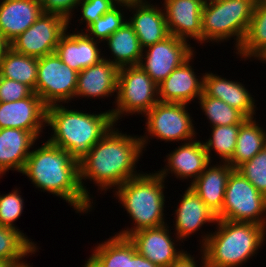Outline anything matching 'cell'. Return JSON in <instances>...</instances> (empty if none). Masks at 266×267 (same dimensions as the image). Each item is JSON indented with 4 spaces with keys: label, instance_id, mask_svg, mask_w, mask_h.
Masks as SVG:
<instances>
[{
    "label": "cell",
    "instance_id": "cell-15",
    "mask_svg": "<svg viewBox=\"0 0 266 267\" xmlns=\"http://www.w3.org/2000/svg\"><path fill=\"white\" fill-rule=\"evenodd\" d=\"M163 2L169 34L188 42L192 38L201 45L204 2L202 0H163Z\"/></svg>",
    "mask_w": 266,
    "mask_h": 267
},
{
    "label": "cell",
    "instance_id": "cell-44",
    "mask_svg": "<svg viewBox=\"0 0 266 267\" xmlns=\"http://www.w3.org/2000/svg\"><path fill=\"white\" fill-rule=\"evenodd\" d=\"M17 263L14 261L0 260V267H16Z\"/></svg>",
    "mask_w": 266,
    "mask_h": 267
},
{
    "label": "cell",
    "instance_id": "cell-35",
    "mask_svg": "<svg viewBox=\"0 0 266 267\" xmlns=\"http://www.w3.org/2000/svg\"><path fill=\"white\" fill-rule=\"evenodd\" d=\"M236 170L266 197V147L251 160L239 165Z\"/></svg>",
    "mask_w": 266,
    "mask_h": 267
},
{
    "label": "cell",
    "instance_id": "cell-30",
    "mask_svg": "<svg viewBox=\"0 0 266 267\" xmlns=\"http://www.w3.org/2000/svg\"><path fill=\"white\" fill-rule=\"evenodd\" d=\"M92 255L103 267H132V242L129 238L115 234L98 243Z\"/></svg>",
    "mask_w": 266,
    "mask_h": 267
},
{
    "label": "cell",
    "instance_id": "cell-16",
    "mask_svg": "<svg viewBox=\"0 0 266 267\" xmlns=\"http://www.w3.org/2000/svg\"><path fill=\"white\" fill-rule=\"evenodd\" d=\"M166 157L165 162L166 160L167 162L164 169L156 172L164 179H167L168 174L171 173L181 180L191 179V183L210 163L203 141L196 139L182 143Z\"/></svg>",
    "mask_w": 266,
    "mask_h": 267
},
{
    "label": "cell",
    "instance_id": "cell-25",
    "mask_svg": "<svg viewBox=\"0 0 266 267\" xmlns=\"http://www.w3.org/2000/svg\"><path fill=\"white\" fill-rule=\"evenodd\" d=\"M210 162L200 176L190 183L206 206L216 215L221 211L228 178L234 168L227 162L211 165Z\"/></svg>",
    "mask_w": 266,
    "mask_h": 267
},
{
    "label": "cell",
    "instance_id": "cell-45",
    "mask_svg": "<svg viewBox=\"0 0 266 267\" xmlns=\"http://www.w3.org/2000/svg\"><path fill=\"white\" fill-rule=\"evenodd\" d=\"M117 3H132V2H139L143 0H115Z\"/></svg>",
    "mask_w": 266,
    "mask_h": 267
},
{
    "label": "cell",
    "instance_id": "cell-5",
    "mask_svg": "<svg viewBox=\"0 0 266 267\" xmlns=\"http://www.w3.org/2000/svg\"><path fill=\"white\" fill-rule=\"evenodd\" d=\"M165 180L157 172L149 174L143 172L113 190L114 197L118 198V202L122 204L134 223V227L121 230L116 235L128 238L139 230L166 224Z\"/></svg>",
    "mask_w": 266,
    "mask_h": 267
},
{
    "label": "cell",
    "instance_id": "cell-49",
    "mask_svg": "<svg viewBox=\"0 0 266 267\" xmlns=\"http://www.w3.org/2000/svg\"><path fill=\"white\" fill-rule=\"evenodd\" d=\"M4 174L0 171V178L3 176Z\"/></svg>",
    "mask_w": 266,
    "mask_h": 267
},
{
    "label": "cell",
    "instance_id": "cell-36",
    "mask_svg": "<svg viewBox=\"0 0 266 267\" xmlns=\"http://www.w3.org/2000/svg\"><path fill=\"white\" fill-rule=\"evenodd\" d=\"M15 189L8 194L0 195V225L12 229H18L13 223L20 218L24 209L21 191Z\"/></svg>",
    "mask_w": 266,
    "mask_h": 267
},
{
    "label": "cell",
    "instance_id": "cell-32",
    "mask_svg": "<svg viewBox=\"0 0 266 267\" xmlns=\"http://www.w3.org/2000/svg\"><path fill=\"white\" fill-rule=\"evenodd\" d=\"M198 100L202 112L211 124L210 127L243 124L248 119L238 109L229 106L220 99L202 93Z\"/></svg>",
    "mask_w": 266,
    "mask_h": 267
},
{
    "label": "cell",
    "instance_id": "cell-14",
    "mask_svg": "<svg viewBox=\"0 0 266 267\" xmlns=\"http://www.w3.org/2000/svg\"><path fill=\"white\" fill-rule=\"evenodd\" d=\"M168 226L166 223L159 227L142 229L128 237L140 255L159 267H168L185 252L176 247L175 243H180L181 240L177 236L175 240L172 238Z\"/></svg>",
    "mask_w": 266,
    "mask_h": 267
},
{
    "label": "cell",
    "instance_id": "cell-1",
    "mask_svg": "<svg viewBox=\"0 0 266 267\" xmlns=\"http://www.w3.org/2000/svg\"><path fill=\"white\" fill-rule=\"evenodd\" d=\"M115 126L79 160L81 188L91 200L93 197L84 186L86 179L105 193L143 173L136 170V165L144 153L140 136L124 134Z\"/></svg>",
    "mask_w": 266,
    "mask_h": 267
},
{
    "label": "cell",
    "instance_id": "cell-31",
    "mask_svg": "<svg viewBox=\"0 0 266 267\" xmlns=\"http://www.w3.org/2000/svg\"><path fill=\"white\" fill-rule=\"evenodd\" d=\"M36 251L38 252V246L20 229L0 225V260L20 264L26 256L35 254Z\"/></svg>",
    "mask_w": 266,
    "mask_h": 267
},
{
    "label": "cell",
    "instance_id": "cell-21",
    "mask_svg": "<svg viewBox=\"0 0 266 267\" xmlns=\"http://www.w3.org/2000/svg\"><path fill=\"white\" fill-rule=\"evenodd\" d=\"M118 71L116 65L105 59L81 70L78 72L75 97H112L117 92Z\"/></svg>",
    "mask_w": 266,
    "mask_h": 267
},
{
    "label": "cell",
    "instance_id": "cell-42",
    "mask_svg": "<svg viewBox=\"0 0 266 267\" xmlns=\"http://www.w3.org/2000/svg\"><path fill=\"white\" fill-rule=\"evenodd\" d=\"M10 48V42L0 34V59L5 55Z\"/></svg>",
    "mask_w": 266,
    "mask_h": 267
},
{
    "label": "cell",
    "instance_id": "cell-4",
    "mask_svg": "<svg viewBox=\"0 0 266 267\" xmlns=\"http://www.w3.org/2000/svg\"><path fill=\"white\" fill-rule=\"evenodd\" d=\"M215 224V232L203 233L200 240L207 267H240L257 255L266 240L263 225L221 219Z\"/></svg>",
    "mask_w": 266,
    "mask_h": 267
},
{
    "label": "cell",
    "instance_id": "cell-34",
    "mask_svg": "<svg viewBox=\"0 0 266 267\" xmlns=\"http://www.w3.org/2000/svg\"><path fill=\"white\" fill-rule=\"evenodd\" d=\"M119 6V7H118ZM124 7V8H123ZM123 8H127V3H117L113 8L106 12L91 24L84 32L92 39L105 42L117 29H119L126 21V12ZM123 11V12H122Z\"/></svg>",
    "mask_w": 266,
    "mask_h": 267
},
{
    "label": "cell",
    "instance_id": "cell-39",
    "mask_svg": "<svg viewBox=\"0 0 266 267\" xmlns=\"http://www.w3.org/2000/svg\"><path fill=\"white\" fill-rule=\"evenodd\" d=\"M81 0H40L43 13L57 14L69 21L72 20L74 10L78 9Z\"/></svg>",
    "mask_w": 266,
    "mask_h": 267
},
{
    "label": "cell",
    "instance_id": "cell-33",
    "mask_svg": "<svg viewBox=\"0 0 266 267\" xmlns=\"http://www.w3.org/2000/svg\"><path fill=\"white\" fill-rule=\"evenodd\" d=\"M242 124L211 127L210 138L203 142L208 158L211 160V150L219 156L220 162H228L235 151L236 141Z\"/></svg>",
    "mask_w": 266,
    "mask_h": 267
},
{
    "label": "cell",
    "instance_id": "cell-13",
    "mask_svg": "<svg viewBox=\"0 0 266 267\" xmlns=\"http://www.w3.org/2000/svg\"><path fill=\"white\" fill-rule=\"evenodd\" d=\"M46 120L47 106L35 92L18 101L0 102V129L30 131L39 139Z\"/></svg>",
    "mask_w": 266,
    "mask_h": 267
},
{
    "label": "cell",
    "instance_id": "cell-22",
    "mask_svg": "<svg viewBox=\"0 0 266 267\" xmlns=\"http://www.w3.org/2000/svg\"><path fill=\"white\" fill-rule=\"evenodd\" d=\"M203 93L224 101L229 106L238 109L247 118L256 116V101L241 82L207 72L203 74Z\"/></svg>",
    "mask_w": 266,
    "mask_h": 267
},
{
    "label": "cell",
    "instance_id": "cell-11",
    "mask_svg": "<svg viewBox=\"0 0 266 267\" xmlns=\"http://www.w3.org/2000/svg\"><path fill=\"white\" fill-rule=\"evenodd\" d=\"M69 21L57 14L42 13L22 34L10 42V48L27 56L41 58L56 51Z\"/></svg>",
    "mask_w": 266,
    "mask_h": 267
},
{
    "label": "cell",
    "instance_id": "cell-8",
    "mask_svg": "<svg viewBox=\"0 0 266 267\" xmlns=\"http://www.w3.org/2000/svg\"><path fill=\"white\" fill-rule=\"evenodd\" d=\"M216 217L266 226V197L234 169L228 178L222 209Z\"/></svg>",
    "mask_w": 266,
    "mask_h": 267
},
{
    "label": "cell",
    "instance_id": "cell-10",
    "mask_svg": "<svg viewBox=\"0 0 266 267\" xmlns=\"http://www.w3.org/2000/svg\"><path fill=\"white\" fill-rule=\"evenodd\" d=\"M77 80L78 72L64 64L55 52L38 58L35 93L47 107L70 103L75 98Z\"/></svg>",
    "mask_w": 266,
    "mask_h": 267
},
{
    "label": "cell",
    "instance_id": "cell-28",
    "mask_svg": "<svg viewBox=\"0 0 266 267\" xmlns=\"http://www.w3.org/2000/svg\"><path fill=\"white\" fill-rule=\"evenodd\" d=\"M239 57L249 60L266 58V5H255L251 22L244 40L235 52Z\"/></svg>",
    "mask_w": 266,
    "mask_h": 267
},
{
    "label": "cell",
    "instance_id": "cell-23",
    "mask_svg": "<svg viewBox=\"0 0 266 267\" xmlns=\"http://www.w3.org/2000/svg\"><path fill=\"white\" fill-rule=\"evenodd\" d=\"M42 13L40 0H0V34L11 42Z\"/></svg>",
    "mask_w": 266,
    "mask_h": 267
},
{
    "label": "cell",
    "instance_id": "cell-27",
    "mask_svg": "<svg viewBox=\"0 0 266 267\" xmlns=\"http://www.w3.org/2000/svg\"><path fill=\"white\" fill-rule=\"evenodd\" d=\"M258 123L256 118H248L240 126L234 154L227 162L234 169L245 161L251 160L265 147L266 130Z\"/></svg>",
    "mask_w": 266,
    "mask_h": 267
},
{
    "label": "cell",
    "instance_id": "cell-6",
    "mask_svg": "<svg viewBox=\"0 0 266 267\" xmlns=\"http://www.w3.org/2000/svg\"><path fill=\"white\" fill-rule=\"evenodd\" d=\"M254 4L246 0H210L202 9V44L235 40L241 46L253 15ZM236 37V38H235ZM214 41V42H213Z\"/></svg>",
    "mask_w": 266,
    "mask_h": 267
},
{
    "label": "cell",
    "instance_id": "cell-46",
    "mask_svg": "<svg viewBox=\"0 0 266 267\" xmlns=\"http://www.w3.org/2000/svg\"><path fill=\"white\" fill-rule=\"evenodd\" d=\"M16 267H33V266H30V263H27L26 261H24L20 264H17Z\"/></svg>",
    "mask_w": 266,
    "mask_h": 267
},
{
    "label": "cell",
    "instance_id": "cell-40",
    "mask_svg": "<svg viewBox=\"0 0 266 267\" xmlns=\"http://www.w3.org/2000/svg\"><path fill=\"white\" fill-rule=\"evenodd\" d=\"M200 253L202 255L201 256L202 259L199 258L201 260L200 267H207L205 255L201 248H200ZM194 258L195 257L190 255V253L185 251L176 261L171 263L168 267H198L199 265H197V263L199 262H197V260H195Z\"/></svg>",
    "mask_w": 266,
    "mask_h": 267
},
{
    "label": "cell",
    "instance_id": "cell-18",
    "mask_svg": "<svg viewBox=\"0 0 266 267\" xmlns=\"http://www.w3.org/2000/svg\"><path fill=\"white\" fill-rule=\"evenodd\" d=\"M194 53L178 66L159 86L160 102L189 104L203 93V74L199 77L190 64ZM198 77V78H197Z\"/></svg>",
    "mask_w": 266,
    "mask_h": 267
},
{
    "label": "cell",
    "instance_id": "cell-26",
    "mask_svg": "<svg viewBox=\"0 0 266 267\" xmlns=\"http://www.w3.org/2000/svg\"><path fill=\"white\" fill-rule=\"evenodd\" d=\"M104 42L112 52L109 59L103 55V59L110 61L118 68L138 65L143 54V48L132 26L126 21Z\"/></svg>",
    "mask_w": 266,
    "mask_h": 267
},
{
    "label": "cell",
    "instance_id": "cell-43",
    "mask_svg": "<svg viewBox=\"0 0 266 267\" xmlns=\"http://www.w3.org/2000/svg\"><path fill=\"white\" fill-rule=\"evenodd\" d=\"M83 267H103V265L91 254Z\"/></svg>",
    "mask_w": 266,
    "mask_h": 267
},
{
    "label": "cell",
    "instance_id": "cell-47",
    "mask_svg": "<svg viewBox=\"0 0 266 267\" xmlns=\"http://www.w3.org/2000/svg\"><path fill=\"white\" fill-rule=\"evenodd\" d=\"M256 5H266V0H258Z\"/></svg>",
    "mask_w": 266,
    "mask_h": 267
},
{
    "label": "cell",
    "instance_id": "cell-29",
    "mask_svg": "<svg viewBox=\"0 0 266 267\" xmlns=\"http://www.w3.org/2000/svg\"><path fill=\"white\" fill-rule=\"evenodd\" d=\"M38 75V58L9 48L0 59V77L29 86L34 92Z\"/></svg>",
    "mask_w": 266,
    "mask_h": 267
},
{
    "label": "cell",
    "instance_id": "cell-48",
    "mask_svg": "<svg viewBox=\"0 0 266 267\" xmlns=\"http://www.w3.org/2000/svg\"><path fill=\"white\" fill-rule=\"evenodd\" d=\"M246 1H250V2H252L254 5H256L258 0H246Z\"/></svg>",
    "mask_w": 266,
    "mask_h": 267
},
{
    "label": "cell",
    "instance_id": "cell-41",
    "mask_svg": "<svg viewBox=\"0 0 266 267\" xmlns=\"http://www.w3.org/2000/svg\"><path fill=\"white\" fill-rule=\"evenodd\" d=\"M132 267H159V266L152 263L144 256L140 255L137 252L135 245L132 243Z\"/></svg>",
    "mask_w": 266,
    "mask_h": 267
},
{
    "label": "cell",
    "instance_id": "cell-3",
    "mask_svg": "<svg viewBox=\"0 0 266 267\" xmlns=\"http://www.w3.org/2000/svg\"><path fill=\"white\" fill-rule=\"evenodd\" d=\"M66 107V108H65ZM114 125L110 110L84 113L62 104L47 107L46 126L52 130L47 140L80 160Z\"/></svg>",
    "mask_w": 266,
    "mask_h": 267
},
{
    "label": "cell",
    "instance_id": "cell-7",
    "mask_svg": "<svg viewBox=\"0 0 266 267\" xmlns=\"http://www.w3.org/2000/svg\"><path fill=\"white\" fill-rule=\"evenodd\" d=\"M114 96L115 109L110 111L115 124L123 115H145L159 102L158 85L139 65L119 68Z\"/></svg>",
    "mask_w": 266,
    "mask_h": 267
},
{
    "label": "cell",
    "instance_id": "cell-9",
    "mask_svg": "<svg viewBox=\"0 0 266 267\" xmlns=\"http://www.w3.org/2000/svg\"><path fill=\"white\" fill-rule=\"evenodd\" d=\"M188 104L158 102L144 116L146 134L140 136L143 150L151 137L165 142H188L196 137L194 121L186 108ZM150 136V137H149ZM149 137V138H148Z\"/></svg>",
    "mask_w": 266,
    "mask_h": 267
},
{
    "label": "cell",
    "instance_id": "cell-17",
    "mask_svg": "<svg viewBox=\"0 0 266 267\" xmlns=\"http://www.w3.org/2000/svg\"><path fill=\"white\" fill-rule=\"evenodd\" d=\"M151 1L143 0L127 4L126 10L133 15L127 20L135 31L143 49L164 40L169 31L163 7L154 6Z\"/></svg>",
    "mask_w": 266,
    "mask_h": 267
},
{
    "label": "cell",
    "instance_id": "cell-20",
    "mask_svg": "<svg viewBox=\"0 0 266 267\" xmlns=\"http://www.w3.org/2000/svg\"><path fill=\"white\" fill-rule=\"evenodd\" d=\"M179 205L175 209L174 235L181 242L199 231L203 225L216 223V214L211 211L199 195L190 187L186 188L183 196L181 195Z\"/></svg>",
    "mask_w": 266,
    "mask_h": 267
},
{
    "label": "cell",
    "instance_id": "cell-2",
    "mask_svg": "<svg viewBox=\"0 0 266 267\" xmlns=\"http://www.w3.org/2000/svg\"><path fill=\"white\" fill-rule=\"evenodd\" d=\"M43 143L30 152L21 173L41 192L58 196L75 212L87 214L94 206L81 188L79 160L48 140Z\"/></svg>",
    "mask_w": 266,
    "mask_h": 267
},
{
    "label": "cell",
    "instance_id": "cell-19",
    "mask_svg": "<svg viewBox=\"0 0 266 267\" xmlns=\"http://www.w3.org/2000/svg\"><path fill=\"white\" fill-rule=\"evenodd\" d=\"M99 41L90 38L83 30L73 33L65 32L57 45L55 53L69 68L81 70L99 63L103 53Z\"/></svg>",
    "mask_w": 266,
    "mask_h": 267
},
{
    "label": "cell",
    "instance_id": "cell-12",
    "mask_svg": "<svg viewBox=\"0 0 266 267\" xmlns=\"http://www.w3.org/2000/svg\"><path fill=\"white\" fill-rule=\"evenodd\" d=\"M189 43L169 35L164 40L143 49L138 65L159 86L178 66L195 53L194 47Z\"/></svg>",
    "mask_w": 266,
    "mask_h": 267
},
{
    "label": "cell",
    "instance_id": "cell-37",
    "mask_svg": "<svg viewBox=\"0 0 266 267\" xmlns=\"http://www.w3.org/2000/svg\"><path fill=\"white\" fill-rule=\"evenodd\" d=\"M117 5L115 0H81L78 6L81 8L80 23L86 24V29L98 18L103 16L111 8Z\"/></svg>",
    "mask_w": 266,
    "mask_h": 267
},
{
    "label": "cell",
    "instance_id": "cell-24",
    "mask_svg": "<svg viewBox=\"0 0 266 267\" xmlns=\"http://www.w3.org/2000/svg\"><path fill=\"white\" fill-rule=\"evenodd\" d=\"M38 138L30 131L18 128L0 129V171L22 172Z\"/></svg>",
    "mask_w": 266,
    "mask_h": 267
},
{
    "label": "cell",
    "instance_id": "cell-38",
    "mask_svg": "<svg viewBox=\"0 0 266 267\" xmlns=\"http://www.w3.org/2000/svg\"><path fill=\"white\" fill-rule=\"evenodd\" d=\"M33 93L34 91L25 84L0 77V102L18 101Z\"/></svg>",
    "mask_w": 266,
    "mask_h": 267
}]
</instances>
